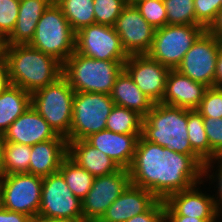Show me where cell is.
<instances>
[{"label": "cell", "instance_id": "obj_1", "mask_svg": "<svg viewBox=\"0 0 222 222\" xmlns=\"http://www.w3.org/2000/svg\"><path fill=\"white\" fill-rule=\"evenodd\" d=\"M204 163L198 155L177 153L140 136L129 168L131 184L165 200L172 193L202 184Z\"/></svg>", "mask_w": 222, "mask_h": 222}, {"label": "cell", "instance_id": "obj_2", "mask_svg": "<svg viewBox=\"0 0 222 222\" xmlns=\"http://www.w3.org/2000/svg\"><path fill=\"white\" fill-rule=\"evenodd\" d=\"M11 84L32 94L63 76V64L29 44L4 46Z\"/></svg>", "mask_w": 222, "mask_h": 222}, {"label": "cell", "instance_id": "obj_3", "mask_svg": "<svg viewBox=\"0 0 222 222\" xmlns=\"http://www.w3.org/2000/svg\"><path fill=\"white\" fill-rule=\"evenodd\" d=\"M141 136L184 155H197L188 140L187 109L154 103L142 120Z\"/></svg>", "mask_w": 222, "mask_h": 222}, {"label": "cell", "instance_id": "obj_4", "mask_svg": "<svg viewBox=\"0 0 222 222\" xmlns=\"http://www.w3.org/2000/svg\"><path fill=\"white\" fill-rule=\"evenodd\" d=\"M125 61L96 60L76 51L64 62L63 76L74 92L110 95Z\"/></svg>", "mask_w": 222, "mask_h": 222}, {"label": "cell", "instance_id": "obj_5", "mask_svg": "<svg viewBox=\"0 0 222 222\" xmlns=\"http://www.w3.org/2000/svg\"><path fill=\"white\" fill-rule=\"evenodd\" d=\"M75 37L60 6L53 1L38 21L29 45L64 64L75 52Z\"/></svg>", "mask_w": 222, "mask_h": 222}, {"label": "cell", "instance_id": "obj_6", "mask_svg": "<svg viewBox=\"0 0 222 222\" xmlns=\"http://www.w3.org/2000/svg\"><path fill=\"white\" fill-rule=\"evenodd\" d=\"M74 94L64 76L31 94V106L58 135L65 138L71 128Z\"/></svg>", "mask_w": 222, "mask_h": 222}, {"label": "cell", "instance_id": "obj_7", "mask_svg": "<svg viewBox=\"0 0 222 222\" xmlns=\"http://www.w3.org/2000/svg\"><path fill=\"white\" fill-rule=\"evenodd\" d=\"M114 105L108 94L75 92L72 123L66 140H85L91 134L105 130L107 118Z\"/></svg>", "mask_w": 222, "mask_h": 222}, {"label": "cell", "instance_id": "obj_8", "mask_svg": "<svg viewBox=\"0 0 222 222\" xmlns=\"http://www.w3.org/2000/svg\"><path fill=\"white\" fill-rule=\"evenodd\" d=\"M205 30L200 25H165L157 28L147 55L170 69H176Z\"/></svg>", "mask_w": 222, "mask_h": 222}, {"label": "cell", "instance_id": "obj_9", "mask_svg": "<svg viewBox=\"0 0 222 222\" xmlns=\"http://www.w3.org/2000/svg\"><path fill=\"white\" fill-rule=\"evenodd\" d=\"M38 214L47 218L84 222L82 201L74 196L59 171L43 177Z\"/></svg>", "mask_w": 222, "mask_h": 222}, {"label": "cell", "instance_id": "obj_10", "mask_svg": "<svg viewBox=\"0 0 222 222\" xmlns=\"http://www.w3.org/2000/svg\"><path fill=\"white\" fill-rule=\"evenodd\" d=\"M3 208L26 214L38 215L41 202L43 177L30 173L8 174L0 178Z\"/></svg>", "mask_w": 222, "mask_h": 222}, {"label": "cell", "instance_id": "obj_11", "mask_svg": "<svg viewBox=\"0 0 222 222\" xmlns=\"http://www.w3.org/2000/svg\"><path fill=\"white\" fill-rule=\"evenodd\" d=\"M75 51L96 60L126 61L129 57L114 27L97 23L76 32Z\"/></svg>", "mask_w": 222, "mask_h": 222}, {"label": "cell", "instance_id": "obj_12", "mask_svg": "<svg viewBox=\"0 0 222 222\" xmlns=\"http://www.w3.org/2000/svg\"><path fill=\"white\" fill-rule=\"evenodd\" d=\"M131 184L129 169L94 178L91 190L82 201L84 222H98L111 204Z\"/></svg>", "mask_w": 222, "mask_h": 222}, {"label": "cell", "instance_id": "obj_13", "mask_svg": "<svg viewBox=\"0 0 222 222\" xmlns=\"http://www.w3.org/2000/svg\"><path fill=\"white\" fill-rule=\"evenodd\" d=\"M221 44L216 36L205 30L186 52L176 70L193 81L214 87L217 56Z\"/></svg>", "mask_w": 222, "mask_h": 222}, {"label": "cell", "instance_id": "obj_14", "mask_svg": "<svg viewBox=\"0 0 222 222\" xmlns=\"http://www.w3.org/2000/svg\"><path fill=\"white\" fill-rule=\"evenodd\" d=\"M113 27L128 55H142L150 51L156 29L143 18L135 5L128 3Z\"/></svg>", "mask_w": 222, "mask_h": 222}, {"label": "cell", "instance_id": "obj_15", "mask_svg": "<svg viewBox=\"0 0 222 222\" xmlns=\"http://www.w3.org/2000/svg\"><path fill=\"white\" fill-rule=\"evenodd\" d=\"M124 69L141 92L148 96L153 103L162 102L170 68L153 60L147 54H142L129 55L124 63Z\"/></svg>", "mask_w": 222, "mask_h": 222}, {"label": "cell", "instance_id": "obj_16", "mask_svg": "<svg viewBox=\"0 0 222 222\" xmlns=\"http://www.w3.org/2000/svg\"><path fill=\"white\" fill-rule=\"evenodd\" d=\"M197 186L195 184L189 189L170 194L164 200L166 216H187L217 221L214 195L202 193Z\"/></svg>", "mask_w": 222, "mask_h": 222}, {"label": "cell", "instance_id": "obj_17", "mask_svg": "<svg viewBox=\"0 0 222 222\" xmlns=\"http://www.w3.org/2000/svg\"><path fill=\"white\" fill-rule=\"evenodd\" d=\"M3 138L4 142L29 146L51 139H66L58 135L32 106L8 127Z\"/></svg>", "mask_w": 222, "mask_h": 222}, {"label": "cell", "instance_id": "obj_18", "mask_svg": "<svg viewBox=\"0 0 222 222\" xmlns=\"http://www.w3.org/2000/svg\"><path fill=\"white\" fill-rule=\"evenodd\" d=\"M140 136L141 134H119L105 129L91 134L85 140L109 156L119 168L129 169Z\"/></svg>", "mask_w": 222, "mask_h": 222}, {"label": "cell", "instance_id": "obj_19", "mask_svg": "<svg viewBox=\"0 0 222 222\" xmlns=\"http://www.w3.org/2000/svg\"><path fill=\"white\" fill-rule=\"evenodd\" d=\"M158 200L150 191L130 184L98 222H126L148 211Z\"/></svg>", "mask_w": 222, "mask_h": 222}, {"label": "cell", "instance_id": "obj_20", "mask_svg": "<svg viewBox=\"0 0 222 222\" xmlns=\"http://www.w3.org/2000/svg\"><path fill=\"white\" fill-rule=\"evenodd\" d=\"M208 88L205 84L193 81L178 70L171 69L161 103L190 110L197 109Z\"/></svg>", "mask_w": 222, "mask_h": 222}, {"label": "cell", "instance_id": "obj_21", "mask_svg": "<svg viewBox=\"0 0 222 222\" xmlns=\"http://www.w3.org/2000/svg\"><path fill=\"white\" fill-rule=\"evenodd\" d=\"M68 156L66 139H51L31 146L29 173L46 177L58 172L62 161Z\"/></svg>", "mask_w": 222, "mask_h": 222}, {"label": "cell", "instance_id": "obj_22", "mask_svg": "<svg viewBox=\"0 0 222 222\" xmlns=\"http://www.w3.org/2000/svg\"><path fill=\"white\" fill-rule=\"evenodd\" d=\"M54 0H20L16 26L4 41V46L29 44L33 39L36 25L44 11Z\"/></svg>", "mask_w": 222, "mask_h": 222}, {"label": "cell", "instance_id": "obj_23", "mask_svg": "<svg viewBox=\"0 0 222 222\" xmlns=\"http://www.w3.org/2000/svg\"><path fill=\"white\" fill-rule=\"evenodd\" d=\"M68 156L94 177L118 171L119 166L86 140L68 141Z\"/></svg>", "mask_w": 222, "mask_h": 222}, {"label": "cell", "instance_id": "obj_24", "mask_svg": "<svg viewBox=\"0 0 222 222\" xmlns=\"http://www.w3.org/2000/svg\"><path fill=\"white\" fill-rule=\"evenodd\" d=\"M110 97L115 105L133 110L143 118L154 105L152 100L141 92L124 68L116 77Z\"/></svg>", "mask_w": 222, "mask_h": 222}, {"label": "cell", "instance_id": "obj_25", "mask_svg": "<svg viewBox=\"0 0 222 222\" xmlns=\"http://www.w3.org/2000/svg\"><path fill=\"white\" fill-rule=\"evenodd\" d=\"M31 106V94L19 86L10 85L0 93V134L29 107Z\"/></svg>", "mask_w": 222, "mask_h": 222}, {"label": "cell", "instance_id": "obj_26", "mask_svg": "<svg viewBox=\"0 0 222 222\" xmlns=\"http://www.w3.org/2000/svg\"><path fill=\"white\" fill-rule=\"evenodd\" d=\"M58 171L63 175L74 196L83 201L91 190L95 177L75 163L69 156L62 161Z\"/></svg>", "mask_w": 222, "mask_h": 222}, {"label": "cell", "instance_id": "obj_27", "mask_svg": "<svg viewBox=\"0 0 222 222\" xmlns=\"http://www.w3.org/2000/svg\"><path fill=\"white\" fill-rule=\"evenodd\" d=\"M76 33L95 23L93 0H54Z\"/></svg>", "mask_w": 222, "mask_h": 222}, {"label": "cell", "instance_id": "obj_28", "mask_svg": "<svg viewBox=\"0 0 222 222\" xmlns=\"http://www.w3.org/2000/svg\"><path fill=\"white\" fill-rule=\"evenodd\" d=\"M142 120L137 112L114 105L105 129L119 134H142Z\"/></svg>", "mask_w": 222, "mask_h": 222}, {"label": "cell", "instance_id": "obj_29", "mask_svg": "<svg viewBox=\"0 0 222 222\" xmlns=\"http://www.w3.org/2000/svg\"><path fill=\"white\" fill-rule=\"evenodd\" d=\"M31 146L4 142L3 175L29 173Z\"/></svg>", "mask_w": 222, "mask_h": 222}, {"label": "cell", "instance_id": "obj_30", "mask_svg": "<svg viewBox=\"0 0 222 222\" xmlns=\"http://www.w3.org/2000/svg\"><path fill=\"white\" fill-rule=\"evenodd\" d=\"M188 140L193 151L204 161H209V142L203 125V117L197 109H187Z\"/></svg>", "mask_w": 222, "mask_h": 222}, {"label": "cell", "instance_id": "obj_31", "mask_svg": "<svg viewBox=\"0 0 222 222\" xmlns=\"http://www.w3.org/2000/svg\"><path fill=\"white\" fill-rule=\"evenodd\" d=\"M167 25H199L196 22L194 0H163Z\"/></svg>", "mask_w": 222, "mask_h": 222}, {"label": "cell", "instance_id": "obj_32", "mask_svg": "<svg viewBox=\"0 0 222 222\" xmlns=\"http://www.w3.org/2000/svg\"><path fill=\"white\" fill-rule=\"evenodd\" d=\"M127 0H93L95 23L114 26Z\"/></svg>", "mask_w": 222, "mask_h": 222}, {"label": "cell", "instance_id": "obj_33", "mask_svg": "<svg viewBox=\"0 0 222 222\" xmlns=\"http://www.w3.org/2000/svg\"><path fill=\"white\" fill-rule=\"evenodd\" d=\"M134 5L143 18L155 29L167 25V12L163 0L137 1Z\"/></svg>", "mask_w": 222, "mask_h": 222}, {"label": "cell", "instance_id": "obj_34", "mask_svg": "<svg viewBox=\"0 0 222 222\" xmlns=\"http://www.w3.org/2000/svg\"><path fill=\"white\" fill-rule=\"evenodd\" d=\"M20 0H0V39L4 42L16 26Z\"/></svg>", "mask_w": 222, "mask_h": 222}, {"label": "cell", "instance_id": "obj_35", "mask_svg": "<svg viewBox=\"0 0 222 222\" xmlns=\"http://www.w3.org/2000/svg\"><path fill=\"white\" fill-rule=\"evenodd\" d=\"M203 125L209 142V160L222 154V118L203 117Z\"/></svg>", "mask_w": 222, "mask_h": 222}, {"label": "cell", "instance_id": "obj_36", "mask_svg": "<svg viewBox=\"0 0 222 222\" xmlns=\"http://www.w3.org/2000/svg\"><path fill=\"white\" fill-rule=\"evenodd\" d=\"M197 111L202 117L222 118V88L209 87Z\"/></svg>", "mask_w": 222, "mask_h": 222}, {"label": "cell", "instance_id": "obj_37", "mask_svg": "<svg viewBox=\"0 0 222 222\" xmlns=\"http://www.w3.org/2000/svg\"><path fill=\"white\" fill-rule=\"evenodd\" d=\"M196 22L207 29L222 8V0H194Z\"/></svg>", "mask_w": 222, "mask_h": 222}, {"label": "cell", "instance_id": "obj_38", "mask_svg": "<svg viewBox=\"0 0 222 222\" xmlns=\"http://www.w3.org/2000/svg\"><path fill=\"white\" fill-rule=\"evenodd\" d=\"M218 162H217V161ZM218 163L219 166L218 167V170L216 171V173L214 175H210L208 172H211V168L214 167V164L215 162ZM212 163H213V166H212ZM209 176V179L211 180L212 177H213V180L215 178L216 181H218V191H217V198L214 197V201H215V206H216V213H217V216L219 217L220 214H222V159L220 158H215V159H212V160H209V161H206L204 164H203V176ZM215 176V177H214ZM218 179V180H217ZM216 198V199H215ZM219 198V199H218Z\"/></svg>", "mask_w": 222, "mask_h": 222}, {"label": "cell", "instance_id": "obj_39", "mask_svg": "<svg viewBox=\"0 0 222 222\" xmlns=\"http://www.w3.org/2000/svg\"><path fill=\"white\" fill-rule=\"evenodd\" d=\"M126 222H166L164 200H158L148 211L136 215Z\"/></svg>", "mask_w": 222, "mask_h": 222}, {"label": "cell", "instance_id": "obj_40", "mask_svg": "<svg viewBox=\"0 0 222 222\" xmlns=\"http://www.w3.org/2000/svg\"><path fill=\"white\" fill-rule=\"evenodd\" d=\"M11 84L10 75L7 69V59L4 49L0 52V93L6 90Z\"/></svg>", "mask_w": 222, "mask_h": 222}, {"label": "cell", "instance_id": "obj_41", "mask_svg": "<svg viewBox=\"0 0 222 222\" xmlns=\"http://www.w3.org/2000/svg\"><path fill=\"white\" fill-rule=\"evenodd\" d=\"M0 222H31V217L23 213L2 208L0 210Z\"/></svg>", "mask_w": 222, "mask_h": 222}, {"label": "cell", "instance_id": "obj_42", "mask_svg": "<svg viewBox=\"0 0 222 222\" xmlns=\"http://www.w3.org/2000/svg\"><path fill=\"white\" fill-rule=\"evenodd\" d=\"M206 30L222 42V8L218 11L215 20Z\"/></svg>", "mask_w": 222, "mask_h": 222}, {"label": "cell", "instance_id": "obj_43", "mask_svg": "<svg viewBox=\"0 0 222 222\" xmlns=\"http://www.w3.org/2000/svg\"><path fill=\"white\" fill-rule=\"evenodd\" d=\"M214 87L222 88V44L219 47V52L217 56Z\"/></svg>", "mask_w": 222, "mask_h": 222}, {"label": "cell", "instance_id": "obj_44", "mask_svg": "<svg viewBox=\"0 0 222 222\" xmlns=\"http://www.w3.org/2000/svg\"><path fill=\"white\" fill-rule=\"evenodd\" d=\"M166 222H217V221H205L204 219L192 218L187 216H166Z\"/></svg>", "mask_w": 222, "mask_h": 222}, {"label": "cell", "instance_id": "obj_45", "mask_svg": "<svg viewBox=\"0 0 222 222\" xmlns=\"http://www.w3.org/2000/svg\"><path fill=\"white\" fill-rule=\"evenodd\" d=\"M31 222H70V221L64 219L47 218L38 214L35 217L31 218Z\"/></svg>", "mask_w": 222, "mask_h": 222}, {"label": "cell", "instance_id": "obj_46", "mask_svg": "<svg viewBox=\"0 0 222 222\" xmlns=\"http://www.w3.org/2000/svg\"><path fill=\"white\" fill-rule=\"evenodd\" d=\"M3 145H4V138L3 134H0V178L3 176Z\"/></svg>", "mask_w": 222, "mask_h": 222}, {"label": "cell", "instance_id": "obj_47", "mask_svg": "<svg viewBox=\"0 0 222 222\" xmlns=\"http://www.w3.org/2000/svg\"><path fill=\"white\" fill-rule=\"evenodd\" d=\"M2 208H3V192H2L1 182H0V210Z\"/></svg>", "mask_w": 222, "mask_h": 222}, {"label": "cell", "instance_id": "obj_48", "mask_svg": "<svg viewBox=\"0 0 222 222\" xmlns=\"http://www.w3.org/2000/svg\"><path fill=\"white\" fill-rule=\"evenodd\" d=\"M137 1H144V0H127V2L132 5H134Z\"/></svg>", "mask_w": 222, "mask_h": 222}, {"label": "cell", "instance_id": "obj_49", "mask_svg": "<svg viewBox=\"0 0 222 222\" xmlns=\"http://www.w3.org/2000/svg\"><path fill=\"white\" fill-rule=\"evenodd\" d=\"M4 42L0 39V52L3 50Z\"/></svg>", "mask_w": 222, "mask_h": 222}]
</instances>
